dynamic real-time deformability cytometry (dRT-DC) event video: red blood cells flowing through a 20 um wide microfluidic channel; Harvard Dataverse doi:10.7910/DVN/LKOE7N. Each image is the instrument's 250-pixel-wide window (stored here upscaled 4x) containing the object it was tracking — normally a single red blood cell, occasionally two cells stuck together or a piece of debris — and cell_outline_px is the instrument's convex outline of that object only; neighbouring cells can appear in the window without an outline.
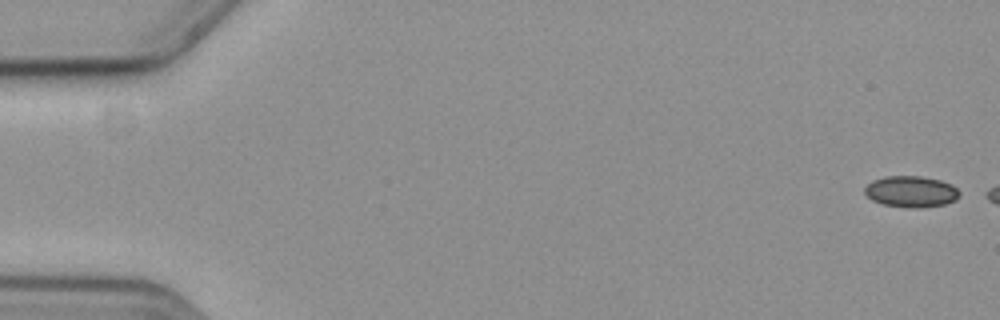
{"species": "common noctule bat (a hibernating species)", "species_latin": "Nyctalus noctula", "temperature_condition": "cold", "stored_images_in_passage": 7, "camera_frame_rate_fps": 3000, "um_per_image_px": 0.085, "animal": {"sex": "female", "body_mass_g": 19.3, "forearm_length_mm": 54.1}, "frame": {"image": 1, "passage_image": 1, "time_ms": 0.0, "image_size_px": [1000, 320], "cell_outline_px": [[960, 192], [956, 200], [944, 204], [920, 208], [912, 208], [884, 204], [872, 200], [864, 192], [864, 188], [872, 180], [884, 176], [920, 176], [940, 180], [952, 184]], "centroid_in_image_um": [77.44, 16.28], "position_along_channel_um": 7.6, "area_um2": 17.22}}